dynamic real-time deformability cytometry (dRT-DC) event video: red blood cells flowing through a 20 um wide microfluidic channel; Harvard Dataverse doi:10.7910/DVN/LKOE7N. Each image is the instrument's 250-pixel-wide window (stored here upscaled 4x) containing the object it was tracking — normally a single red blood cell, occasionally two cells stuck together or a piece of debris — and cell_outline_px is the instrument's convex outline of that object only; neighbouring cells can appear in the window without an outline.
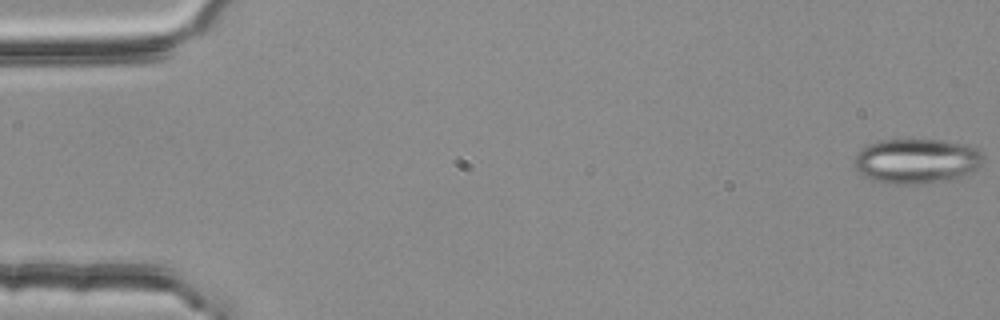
{"species": "common noctule bat (a hibernating species)", "species_latin": "Nyctalus noctula", "temperature_condition": "room temperature", "stored_images_in_passage": 4, "camera_frame_rate_fps": 3000, "um_per_image_px": 0.085, "animal": {"sex": "female", "body_mass_g": 25.1}, "frame": {"image": 1, "passage_image": 1, "time_ms": 0.0, "image_size_px": [1000, 320], "cell_outline_px": [[984, 160], [972, 172], [960, 176], [916, 184], [888, 184], [872, 180], [864, 176], [856, 168], [852, 160], [860, 148], [868, 144], [880, 140], [944, 140], [968, 144], [976, 148], [984, 156]], "centroid_in_image_um": [77.86, 13.67], "position_along_channel_um": 7.1, "area_um2": 33.7}}